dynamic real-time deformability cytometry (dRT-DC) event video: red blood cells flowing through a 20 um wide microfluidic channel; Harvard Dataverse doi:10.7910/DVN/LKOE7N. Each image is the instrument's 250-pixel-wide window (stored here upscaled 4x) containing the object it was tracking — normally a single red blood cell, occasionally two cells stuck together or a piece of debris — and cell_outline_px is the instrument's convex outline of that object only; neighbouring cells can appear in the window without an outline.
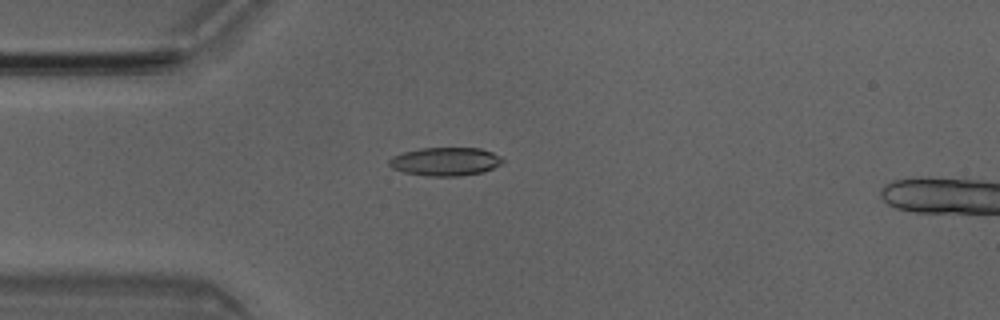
{"species": "Egyptian fruit bat (a non-hibernating species)", "species_latin": "Rousettus aegyptiacus", "temperature_condition": "room temperature", "stored_images_in_passage": 5, "camera_frame_rate_fps": 3000, "um_per_image_px": 0.085, "animal": {"sex": "male"}, "frame": {"image": 1, "passage_image": 4, "time_ms": 1.0, "image_size_px": [1000, 320], "cell_outline_px": [[504, 160], [500, 164], [484, 172], [456, 176], [428, 176], [404, 172], [392, 168], [388, 164], [388, 160], [392, 156], [404, 152], [420, 148], [480, 148], [492, 152], [500, 156]], "centroid_in_image_um": [37.84, 13.73], "position_along_channel_um": 47.2, "area_um2": 18.73}}